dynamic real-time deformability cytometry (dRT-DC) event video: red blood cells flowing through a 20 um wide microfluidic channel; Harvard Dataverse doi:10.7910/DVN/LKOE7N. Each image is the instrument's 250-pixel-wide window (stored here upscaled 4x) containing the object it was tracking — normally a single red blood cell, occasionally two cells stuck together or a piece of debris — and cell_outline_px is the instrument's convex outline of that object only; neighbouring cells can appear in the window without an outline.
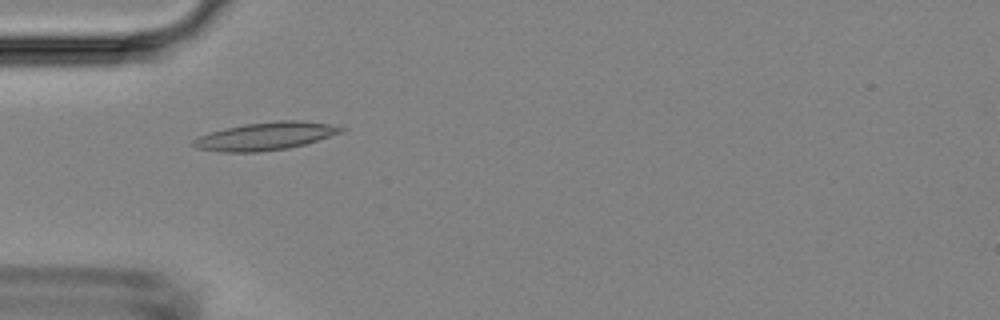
{"species": "Egyptian fruit bat (a non-hibernating species)", "species_latin": "Rousettus aegyptiacus", "temperature_condition": "room temperature", "stored_images_in_passage": 8, "camera_frame_rate_fps": 3000, "um_per_image_px": 0.085, "animal": {"sex": "female"}, "frame": {"image": 1, "passage_image": 5, "time_ms": 4.333, "image_size_px": [1000, 320], "cell_outline_px": [[348, 128], [344, 132], [304, 144], [288, 148], [260, 152], [220, 152], [196, 148], [192, 144], [192, 140], [200, 136], [224, 128], [244, 124], [280, 120], [300, 120], [328, 124]], "centroid_in_image_um": [22.58, 11.57], "position_along_channel_um": 62.4, "area_um2": 23.99}}
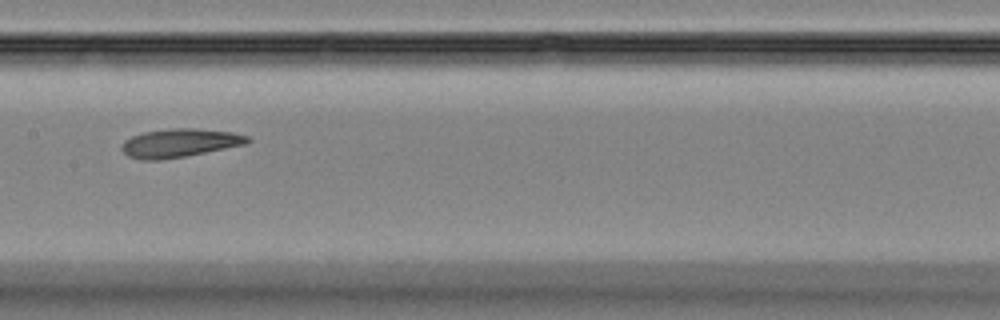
{"frame": {"image": 2, "passage_image": 8, "time_ms": 7.667, "image_size_px": [1000, 320], "cell_outline_px": [[252, 140], [244, 144], [184, 156], [160, 160], [140, 160], [128, 156], [120, 148], [124, 140], [132, 136], [144, 132], [172, 128], [196, 128], [232, 132], [248, 136]], "centroid_in_image_um": [15.22, 12.15], "position_along_channel_um": 192.2, "area_um2": 20.69}}